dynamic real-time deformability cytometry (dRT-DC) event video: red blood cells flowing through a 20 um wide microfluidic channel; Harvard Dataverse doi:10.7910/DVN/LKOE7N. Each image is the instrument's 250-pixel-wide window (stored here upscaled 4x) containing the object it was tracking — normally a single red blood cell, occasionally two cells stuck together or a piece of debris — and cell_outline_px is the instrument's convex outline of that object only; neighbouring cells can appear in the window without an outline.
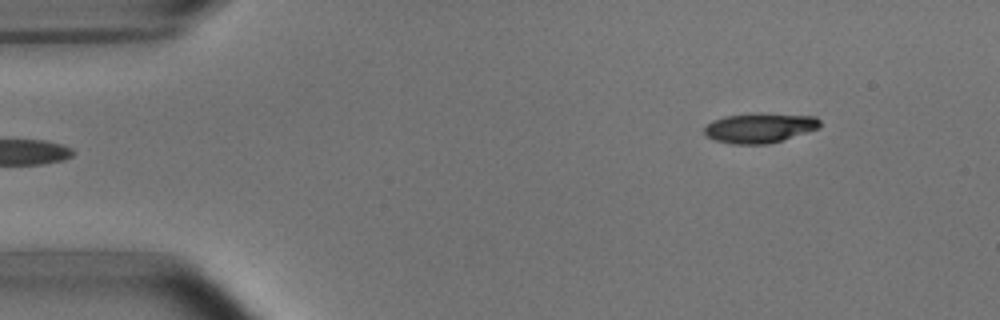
{"species": "common noctule bat (a hibernating species)", "species_latin": "Nyctalus noctula", "temperature_condition": "room temperature", "stored_images_in_passage": 4, "camera_frame_rate_fps": 3000, "um_per_image_px": 0.085, "animal": {"sex": "male", "body_mass_g": 15.6}, "frame": {"image": 1, "passage_image": 1, "time_ms": 0.0, "image_size_px": [1000, 320], "cell_outline_px": [[820, 128], [768, 144], [732, 144], [716, 140], [708, 136], [704, 132], [704, 128], [712, 120], [724, 116], [816, 116], [820, 120]], "centroid_in_image_um": [64.55, 10.92], "position_along_channel_um": 20.5, "area_um2": 18.9}}
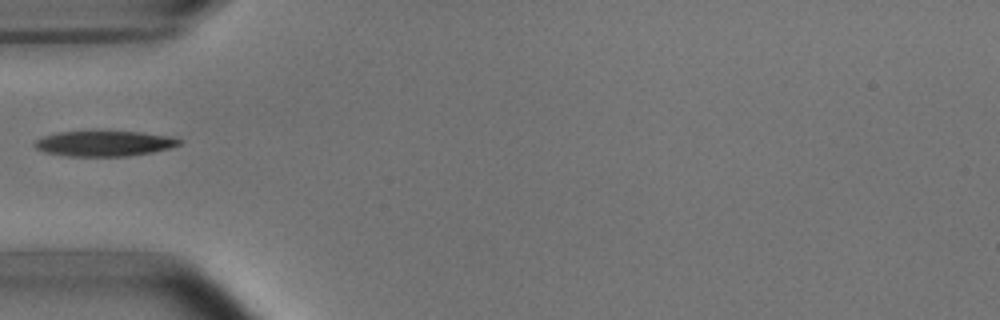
{"frame": {"image": 2, "passage_image": 4, "time_ms": 3.667, "image_size_px": [1000, 320], "cell_outline_px": [[184, 140], [180, 144], [168, 148], [152, 152], [124, 156], [68, 156], [44, 152], [36, 148], [32, 144], [36, 140], [44, 136], [60, 132], [96, 128], [100, 128], [140, 132], [172, 136]], "centroid_in_image_um": [8.85, 12.14], "position_along_channel_um": 76.2, "area_um2": 22.37}}